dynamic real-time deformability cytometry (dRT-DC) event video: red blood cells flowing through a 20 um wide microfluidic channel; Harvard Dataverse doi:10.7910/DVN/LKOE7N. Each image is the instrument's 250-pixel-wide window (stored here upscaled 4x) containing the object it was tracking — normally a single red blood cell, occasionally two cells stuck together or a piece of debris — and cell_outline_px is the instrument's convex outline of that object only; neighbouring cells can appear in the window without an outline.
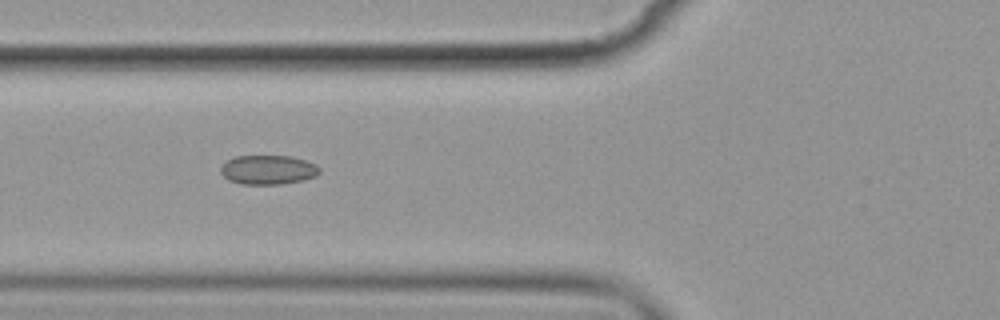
{"species": "common noctule bat (a hibernating species)", "species_latin": "Nyctalus noctula", "temperature_condition": "cold", "stored_images_in_passage": 7, "camera_frame_rate_fps": 3000, "um_per_image_px": 0.085, "animal": {"sex": "female", "body_mass_g": 19.9}, "frame": {"image": 1, "passage_image": 4, "time_ms": 3.667, "image_size_px": [1000, 320], "cell_outline_px": [[320, 172], [316, 176], [304, 180], [280, 184], [240, 184], [228, 180], [220, 172], [220, 168], [228, 160], [236, 156], [292, 156], [316, 164], [320, 168]], "centroid_in_image_um": [22.8, 14.44], "position_along_channel_um": 103.0, "area_um2": 16.88}}
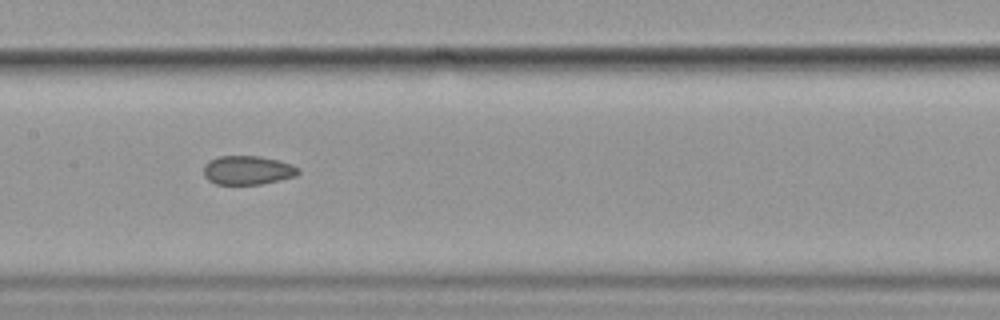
{"frame": {"image": 2, "passage_image": 6, "time_ms": 6.0, "image_size_px": [1000, 320], "cell_outline_px": [[300, 172], [296, 176], [280, 180], [260, 184], [216, 184], [208, 180], [204, 176], [204, 164], [208, 160], [220, 156], [260, 156], [280, 160], [292, 164], [300, 168]], "centroid_in_image_um": [21.07, 14.46], "position_along_channel_um": 186.3, "area_um2": 16.13}}
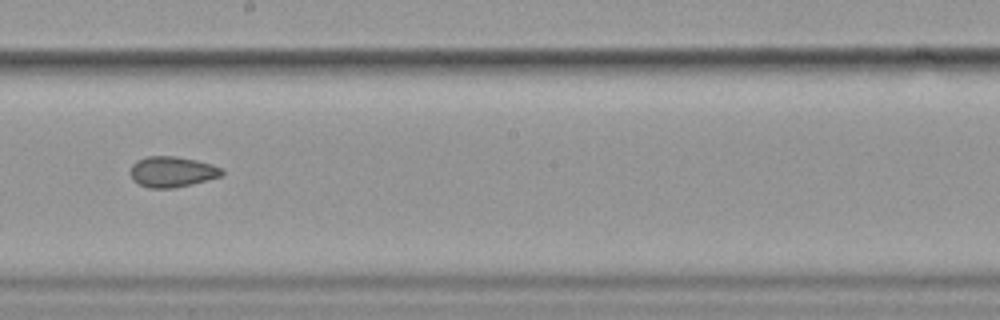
{"frame": {"image": 3, "passage_image": 7, "time_ms": 7.333, "image_size_px": [1000, 320], "cell_outline_px": [[224, 172], [220, 176], [192, 184], [172, 188], [148, 188], [132, 180], [128, 172], [132, 164], [136, 160], [148, 156], [176, 156], [196, 160], [212, 164], [224, 168]], "centroid_in_image_um": [14.6, 14.59], "position_along_channel_um": 233.6, "area_um2": 16.53}}